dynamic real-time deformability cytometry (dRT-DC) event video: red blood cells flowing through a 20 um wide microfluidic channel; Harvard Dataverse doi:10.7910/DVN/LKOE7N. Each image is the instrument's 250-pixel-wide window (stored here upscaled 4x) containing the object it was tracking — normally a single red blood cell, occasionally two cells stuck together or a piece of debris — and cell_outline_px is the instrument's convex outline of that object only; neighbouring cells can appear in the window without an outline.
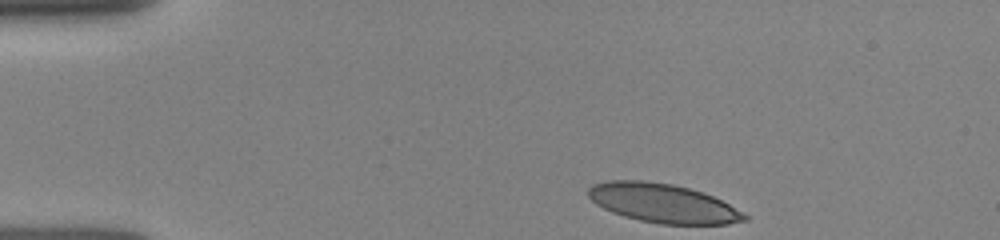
{"species": "human", "species_latin": "Homo sapiens", "temperature_condition": "room temperature", "stored_images_in_passage": 23, "camera_frame_rate_fps": 3000, "um_per_image_px": 0.085, "donor": {"sex": "female"}, "frame": {"image": 1, "passage_image": 1, "time_ms": 0.0, "image_size_px": [1000, 240], "cell_outline_px": [[748, 220], [728, 224], [660, 224], [640, 220], [624, 216], [612, 212], [596, 204], [588, 196], [588, 188], [592, 184], [608, 180], [640, 180], [672, 184], [704, 192], [728, 204], [748, 216]], "centroid_in_image_um": [56.32, 17.27], "position_along_channel_um": 28.7, "area_um2": 35.32}}
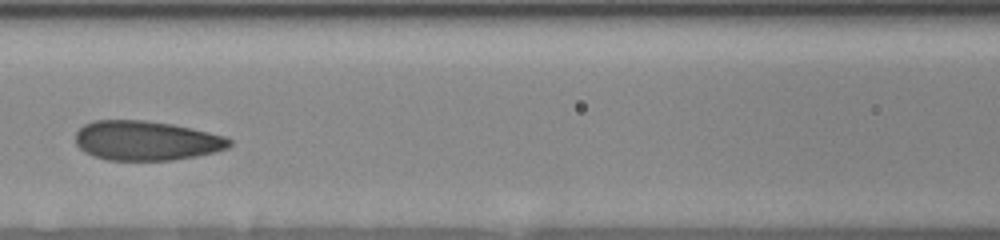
{"frame": {"image": 2, "passage_image": 10, "time_ms": 4.667, "image_size_px": [1000, 240], "cell_outline_px": [[232, 144], [228, 148], [196, 156], [172, 160], [108, 160], [92, 156], [84, 152], [76, 144], [76, 132], [84, 124], [92, 120], [144, 120], [172, 124], [208, 132], [224, 136], [232, 140]], "centroid_in_image_um": [12.4, 11.95], "position_along_channel_um": 154.2, "area_um2": 35.49}}
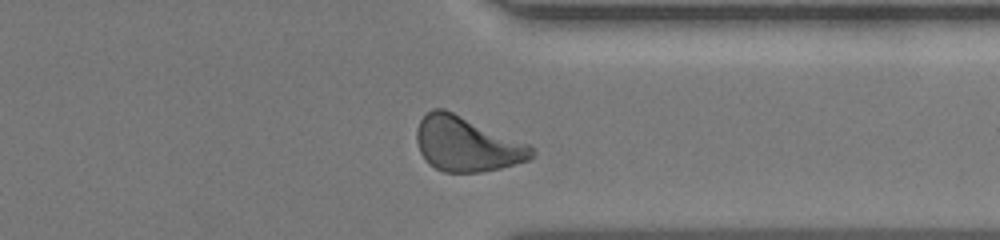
{"frame": {"image": 3, "passage_image": 20, "time_ms": 10.0, "image_size_px": [1000, 240], "cell_outline_px": [[536, 152], [528, 160], [500, 168], [480, 172], [444, 172], [428, 164], [420, 152], [416, 140], [416, 128], [420, 120], [432, 108], [444, 108], [528, 144]], "centroid_in_image_um": [39.63, 12.25], "position_along_channel_um": 371.8, "area_um2": 36.41}}